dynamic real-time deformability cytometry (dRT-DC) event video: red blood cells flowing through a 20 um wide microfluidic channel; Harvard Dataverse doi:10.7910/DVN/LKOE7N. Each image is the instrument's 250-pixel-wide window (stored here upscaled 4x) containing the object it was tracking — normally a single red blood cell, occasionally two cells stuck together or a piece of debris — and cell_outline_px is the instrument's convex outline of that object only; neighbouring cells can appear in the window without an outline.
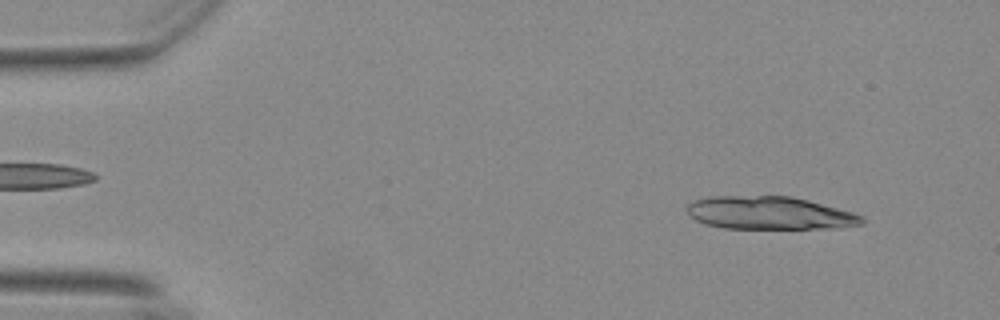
{"species": "Egyptian fruit bat (a non-hibernating species)", "species_latin": "Rousettus aegyptiacus", "temperature_condition": "warm", "stored_images_in_passage": 25, "segment_of_instrument_passage": [1, 2], "camera_frame_rate_fps": 3000, "um_per_image_px": 0.085, "animal": {"sex": "female"}, "frame": {"image": 1, "passage_image": 5, "time_ms": 1.333, "image_size_px": [1000, 320], "cell_outline_px": [[864, 224], [840, 228], [724, 228], [708, 224], [696, 220], [684, 208], [692, 200], [708, 196], [792, 196], [808, 200], [852, 212], [864, 216]], "centroid_in_image_um": [65.42, 18.1], "position_along_channel_um": 19.6, "area_um2": 33.64}}